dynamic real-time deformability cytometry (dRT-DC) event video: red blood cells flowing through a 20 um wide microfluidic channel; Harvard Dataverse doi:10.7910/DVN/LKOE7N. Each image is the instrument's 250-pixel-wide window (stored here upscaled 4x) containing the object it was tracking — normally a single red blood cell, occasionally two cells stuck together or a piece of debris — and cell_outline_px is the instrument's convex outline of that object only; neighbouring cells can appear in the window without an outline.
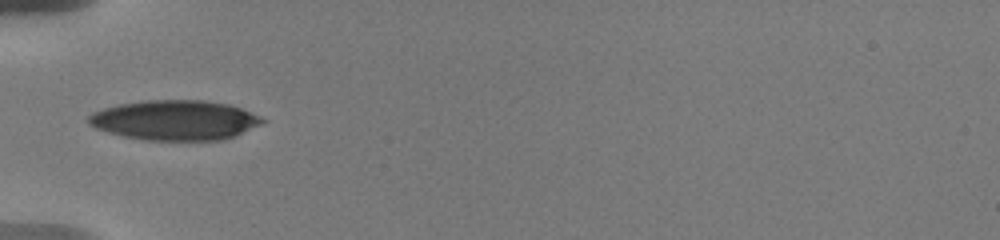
{"species": "human", "species_latin": "Homo sapiens", "temperature_condition": "warm", "stored_images_in_passage": 4, "camera_frame_rate_fps": 3000, "um_per_image_px": 0.085, "donor": {"sex": "male"}, "frame": {"image": 1, "passage_image": 1, "time_ms": 0.0, "image_size_px": [1000, 240], "cell_outline_px": [[268, 120], [260, 124], [224, 140], [144, 140], [124, 136], [108, 132], [96, 128], [88, 124], [88, 116], [92, 112], [104, 108], [120, 104], [144, 100], [204, 100], [228, 104], [240, 108], [260, 116]], "centroid_in_image_um": [14.85, 10.21], "position_along_channel_um": 70.2, "area_um2": 40.29}}
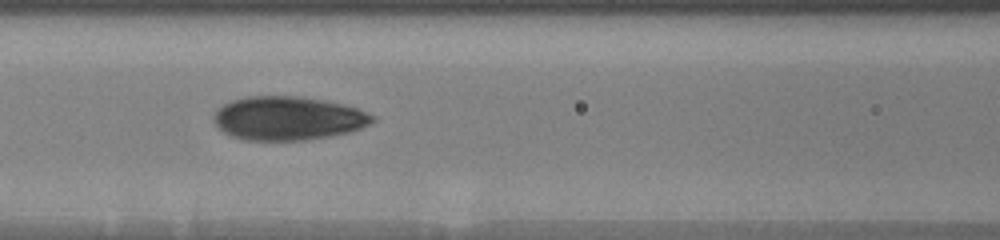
{"frame": {"image": 2, "passage_image": 3, "time_ms": 2.0, "image_size_px": [1000, 240], "cell_outline_px": [[376, 120], [360, 128], [348, 132], [328, 136], [304, 140], [244, 140], [232, 136], [224, 132], [216, 124], [216, 112], [224, 104], [232, 100], [248, 96], [296, 96], [324, 100], [356, 108], [376, 116]], "centroid_in_image_um": [24.5, 10.05], "position_along_channel_um": 142.1, "area_um2": 39.88}}
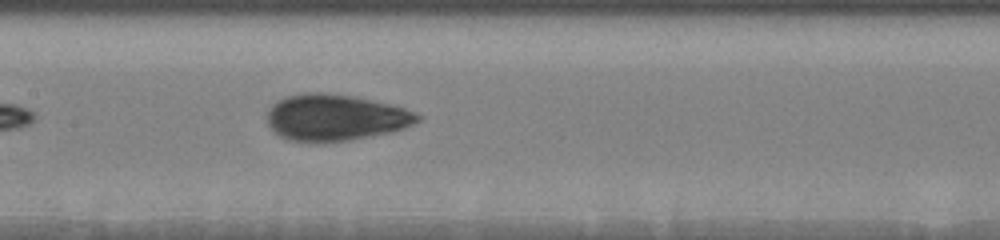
{"frame": {"image": 3, "passage_image": 4, "time_ms": 3.0, "image_size_px": [1000, 240], "cell_outline_px": [[424, 116], [420, 120], [404, 128], [392, 132], [348, 140], [316, 144], [292, 140], [280, 136], [268, 124], [268, 108], [276, 100], [288, 96], [304, 92], [324, 92], [352, 96], [388, 104], [404, 108], [416, 112]], "centroid_in_image_um": [28.5, 10.0], "position_along_channel_um": 178.9, "area_um2": 40.86}}